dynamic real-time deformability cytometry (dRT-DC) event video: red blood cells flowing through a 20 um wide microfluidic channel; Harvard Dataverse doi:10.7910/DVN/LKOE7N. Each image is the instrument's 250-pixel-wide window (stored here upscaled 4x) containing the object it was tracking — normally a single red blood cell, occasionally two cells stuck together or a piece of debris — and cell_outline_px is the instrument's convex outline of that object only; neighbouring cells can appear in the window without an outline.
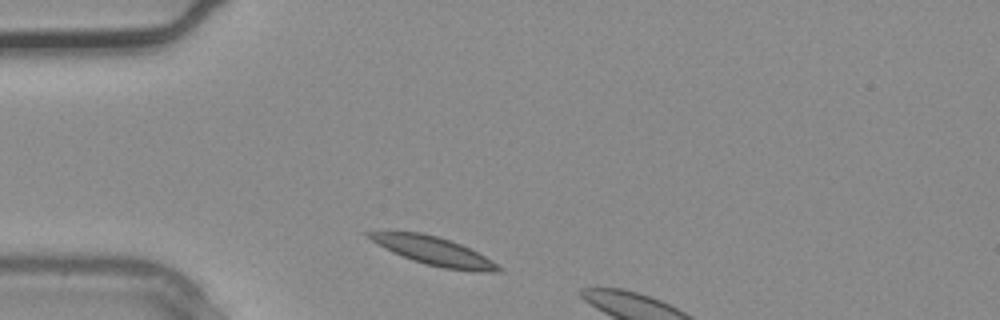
{"species": "common noctule bat (a hibernating species)", "species_latin": "Nyctalus noctula", "temperature_condition": "warm", "stored_images_in_passage": 1, "camera_frame_rate_fps": 3000, "um_per_image_px": 0.085, "animal": {"sex": "male", "body_mass_g": 20.4}, "frame": {"image": 1, "passage_image": 1, "time_ms": 0.0, "image_size_px": [1000, 320], "cell_outline_px": [[504, 272], [476, 272], [444, 268], [412, 260], [392, 252], [364, 236], [364, 232], [420, 232], [436, 236], [460, 244], [492, 260], [504, 268]], "centroid_in_image_um": [36.9, 21.36], "position_along_channel_um": 48.1, "area_um2": 21.15}}